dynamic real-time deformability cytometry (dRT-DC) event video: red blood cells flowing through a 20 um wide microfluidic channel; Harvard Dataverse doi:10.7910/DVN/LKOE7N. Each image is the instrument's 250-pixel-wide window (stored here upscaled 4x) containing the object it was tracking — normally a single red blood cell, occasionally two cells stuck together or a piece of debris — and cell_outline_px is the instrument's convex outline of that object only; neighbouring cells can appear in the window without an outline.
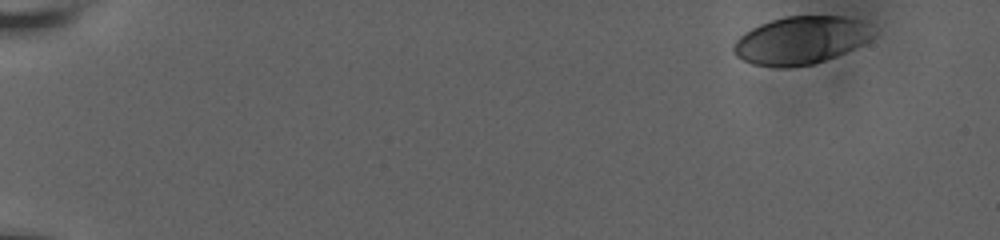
{"species": "human", "species_latin": "Homo sapiens", "temperature_condition": "room temperature", "stored_images_in_passage": 13, "camera_frame_rate_fps": 3000, "um_per_image_px": 0.085, "donor": {"sex": "male"}, "frame": {"image": 1, "passage_image": 1, "time_ms": 0.0, "image_size_px": [1000, 240], "cell_outline_px": [[876, 36], [836, 56], [812, 64], [784, 68], [780, 68], [752, 64], [736, 56], [732, 52], [732, 44], [744, 32], [760, 24], [784, 16], [844, 16], [856, 20]], "centroid_in_image_um": [67.96, 3.44], "position_along_channel_um": 17.0, "area_um2": 38.32}}
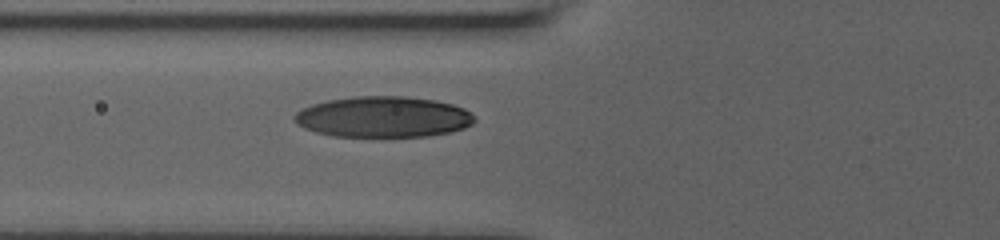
{"frame": {"image": 2, "passage_image": 11, "time_ms": 6.667, "image_size_px": [1000, 240], "cell_outline_px": [[476, 120], [472, 124], [464, 128], [452, 132], [428, 136], [332, 136], [316, 132], [304, 128], [292, 120], [292, 116], [296, 112], [312, 104], [328, 100], [356, 96], [404, 96], [432, 100], [452, 104], [464, 108], [472, 112], [476, 116]], "centroid_in_image_um": [32.59, 9.94], "position_along_channel_um": 93.2, "area_um2": 43.06}}
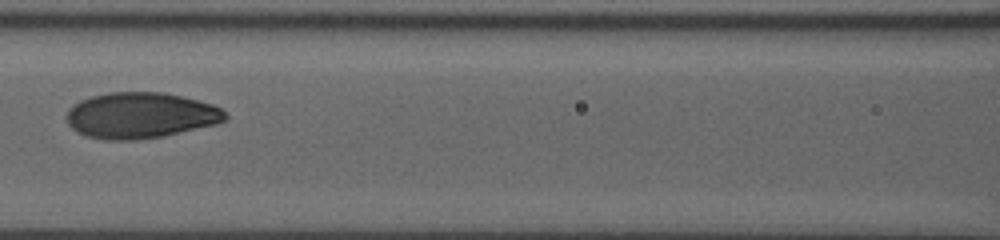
{"frame": {"image": 3, "passage_image": 13, "time_ms": 8.333, "image_size_px": [1000, 240], "cell_outline_px": [[228, 120], [216, 124], [164, 136], [132, 140], [104, 140], [88, 136], [76, 132], [68, 124], [64, 116], [68, 108], [72, 104], [80, 100], [92, 96], [108, 92], [164, 92], [212, 104], [220, 108], [228, 116]], "centroid_in_image_um": [11.9, 9.81], "position_along_channel_um": 154.7, "area_um2": 42.71}}